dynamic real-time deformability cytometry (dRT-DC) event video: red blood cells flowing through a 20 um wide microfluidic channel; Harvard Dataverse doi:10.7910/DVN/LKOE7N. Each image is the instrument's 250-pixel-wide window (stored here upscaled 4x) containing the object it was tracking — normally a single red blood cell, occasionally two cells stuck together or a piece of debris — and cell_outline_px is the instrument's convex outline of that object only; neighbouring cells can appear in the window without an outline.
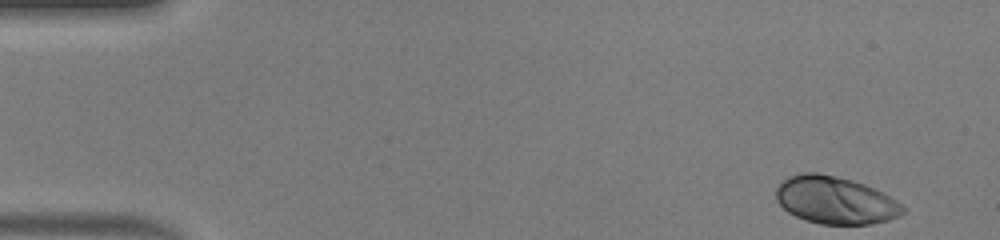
{"species": "human", "species_latin": "Homo sapiens", "temperature_condition": "warm", "stored_images_in_passage": 47, "camera_frame_rate_fps": 3000, "um_per_image_px": 0.085, "donor": {"sex": "male"}, "frame": {"image": 1, "passage_image": 1, "time_ms": 0.0, "image_size_px": [1000, 240], "cell_outline_px": [[904, 212], [900, 216], [888, 220], [872, 224], [820, 224], [804, 220], [788, 212], [776, 200], [776, 188], [788, 176], [800, 172], [816, 172], [836, 176], [852, 180], [864, 184], [896, 200], [904, 208]], "centroid_in_image_um": [70.97, 17.02], "position_along_channel_um": 14.0, "area_um2": 34.97}}
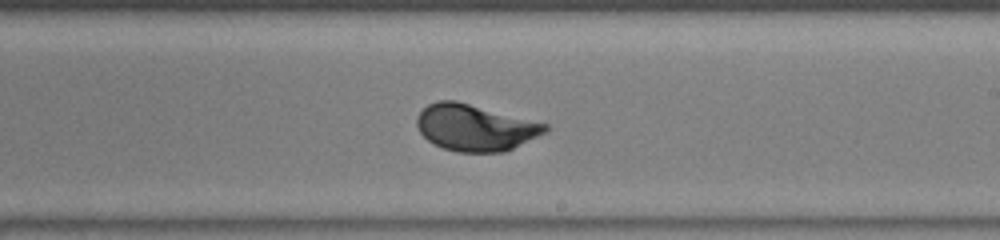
{"frame": {"image": 2, "passage_image": 27, "time_ms": 8.667, "image_size_px": [1000, 240], "cell_outline_px": [[548, 132], [504, 152], [456, 152], [444, 148], [428, 140], [420, 132], [416, 124], [416, 116], [428, 104], [436, 100], [456, 100], [548, 124]], "centroid_in_image_um": [40.39, 10.84], "position_along_channel_um": 248.6, "area_um2": 34.74}}
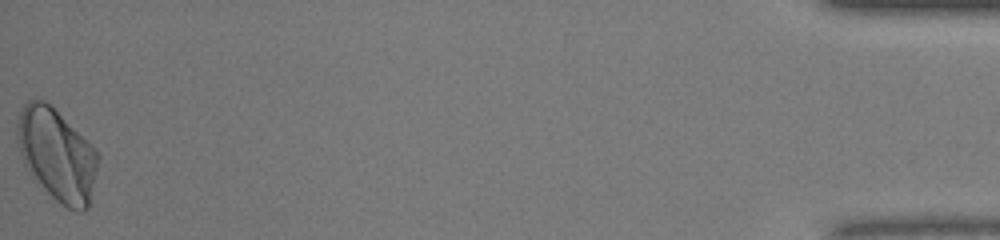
{"frame": {"image": 3, "passage_image": 47, "time_ms": 15.333, "image_size_px": [1000, 240], "cell_outline_px": [[100, 156], [88, 208], [84, 212], [76, 212], [60, 204], [44, 188], [24, 164], [20, 152], [16, 136], [16, 124], [20, 112], [24, 104], [28, 100], [36, 96], [44, 100], [92, 144], [96, 148]], "centroid_in_image_um": [4.85, 13.13], "position_along_channel_um": 430.4, "area_um2": 43.23}, "authors_computed_cell_mechanics": {"area_um2": 34.5066, "velocity_mm_per_s": 4.1784, "shape_relaxation_time_tau1_ms": 2.381, "shape_relaxation_time_tau2_ms": null, "deformation_change_tau1": 0.1411, "deformation_change_tau2": null}}